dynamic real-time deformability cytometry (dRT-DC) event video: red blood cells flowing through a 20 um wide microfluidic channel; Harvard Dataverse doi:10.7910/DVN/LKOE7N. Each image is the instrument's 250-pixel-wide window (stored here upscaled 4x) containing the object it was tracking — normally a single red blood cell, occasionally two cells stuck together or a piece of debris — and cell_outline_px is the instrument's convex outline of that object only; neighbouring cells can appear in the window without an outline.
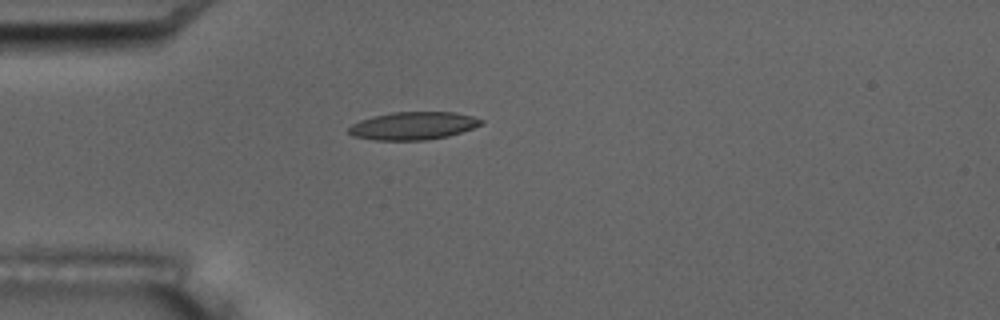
{"species": "common noctule bat (a hibernating species)", "species_latin": "Nyctalus noctula", "temperature_condition": "room temperature", "stored_images_in_passage": 1, "camera_frame_rate_fps": 3000, "um_per_image_px": 0.085, "animal": {"sex": "male", "body_mass_g": 17.5, "forearm_length_mm": 52.3}, "frame": {"image": 1, "passage_image": 1, "time_ms": 0.0, "image_size_px": [1000, 320], "cell_outline_px": [[484, 120], [480, 124], [472, 128], [448, 136], [424, 140], [376, 140], [356, 136], [348, 132], [348, 128], [352, 124], [360, 120], [372, 116], [392, 112], [456, 112], [472, 116]], "centroid_in_image_um": [35.11, 10.68], "position_along_channel_um": 49.9, "area_um2": 21.27}}